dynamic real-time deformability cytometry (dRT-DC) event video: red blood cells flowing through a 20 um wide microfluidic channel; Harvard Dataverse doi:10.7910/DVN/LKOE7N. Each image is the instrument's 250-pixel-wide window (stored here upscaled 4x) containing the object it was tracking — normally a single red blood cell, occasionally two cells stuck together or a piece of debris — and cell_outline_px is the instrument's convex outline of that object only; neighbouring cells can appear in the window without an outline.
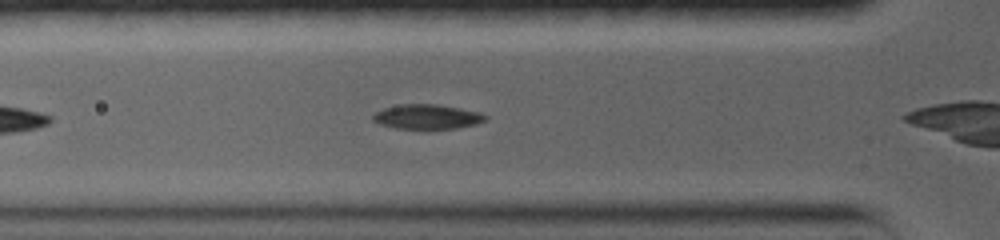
{"species": "common noctule bat (a hibernating species)", "species_latin": "Nyctalus noctula", "temperature_condition": "warm", "stored_images_in_passage": 37, "camera_frame_rate_fps": 5000, "um_per_image_px": 0.085, "animal": {"sex": "female", "body_mass_g": 19.0, "forearm_length_mm": 56.7}, "frame": {"image": 1, "passage_image": 7, "time_ms": 2.0, "image_size_px": [1000, 240], "cell_outline_px": [[488, 120], [476, 124], [456, 128], [420, 132], [396, 128], [380, 124], [372, 120], [372, 116], [376, 112], [384, 108], [400, 104], [436, 104], [460, 108], [480, 112], [488, 116]], "centroid_in_image_um": [36.32, 9.97], "position_along_channel_um": 89.5, "area_um2": 16.94}}
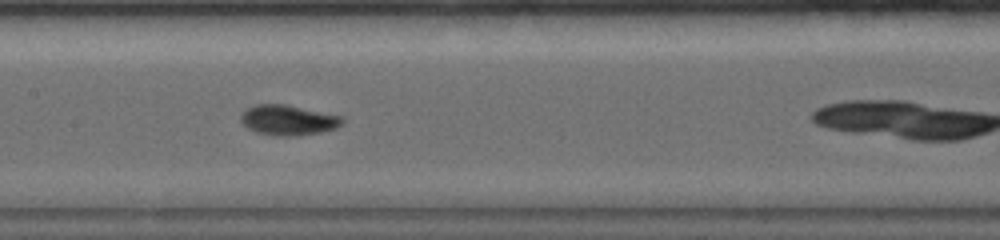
{"frame": {"image": 2, "passage_image": 12, "time_ms": 4.6, "image_size_px": [1000, 240], "cell_outline_px": [[344, 124], [336, 128], [320, 132], [296, 136], [276, 136], [256, 132], [248, 128], [240, 120], [240, 116], [248, 108], [256, 104], [284, 104], [344, 116]], "centroid_in_image_um": [24.53, 10.21], "position_along_channel_um": 182.9, "area_um2": 17.92}}
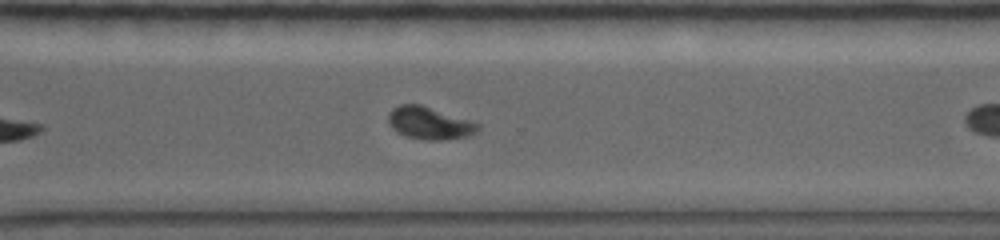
{"frame": {"image": 3, "passage_image": 23, "time_ms": 8.8, "image_size_px": [1000, 240], "cell_outline_px": [[480, 128], [472, 136], [444, 140], [424, 140], [404, 136], [396, 132], [388, 124], [388, 112], [392, 108], [400, 104], [420, 104], [472, 120], [480, 124]], "centroid_in_image_um": [36.51, 10.47], "position_along_channel_um": 334.1, "area_um2": 17.4}, "authors_computed_cell_mechanics": {"area_um2": 17.2822, "velocity_mm_per_s": 3.5996, "shape_relaxation_time_tau1_ms": 5.2253, "shape_relaxation_time_tau2_ms": 2.3359, "deformation_change_tau1": 0.1752, "deformation_change_tau2": 0.0548}}